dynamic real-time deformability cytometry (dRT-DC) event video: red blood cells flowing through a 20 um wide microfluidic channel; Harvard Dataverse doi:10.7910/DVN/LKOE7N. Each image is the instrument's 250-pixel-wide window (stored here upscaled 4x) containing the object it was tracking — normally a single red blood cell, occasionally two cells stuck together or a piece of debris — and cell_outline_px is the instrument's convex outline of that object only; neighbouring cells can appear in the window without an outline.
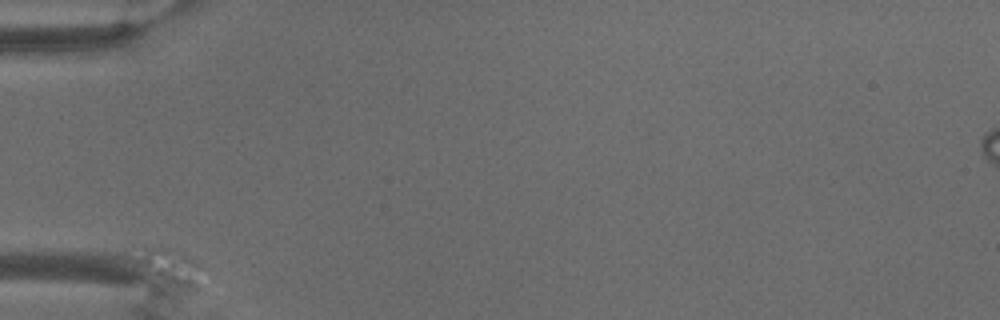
{"species": "common noctule bat (a hibernating species)", "species_latin": "Nyctalus noctula", "temperature_condition": "warm", "stored_images_in_passage": 7, "camera_frame_rate_fps": 3000, "um_per_image_px": 0.085, "animal": {"sex": "male", "body_mass_g": 18.8}, "frame": {"image": 1, "passage_image": 1, "time_ms": 0.0, "image_size_px": [1000, 320], "cell_outline_px": [[216, 276], [196, 288], [176, 284], [160, 276], [156, 272], [148, 260], [144, 248], [144, 244], [164, 244], [180, 248], [208, 268]], "centroid_in_image_um": [15.08, 22.57], "position_along_channel_um": 69.9, "area_um2": 13.47}}